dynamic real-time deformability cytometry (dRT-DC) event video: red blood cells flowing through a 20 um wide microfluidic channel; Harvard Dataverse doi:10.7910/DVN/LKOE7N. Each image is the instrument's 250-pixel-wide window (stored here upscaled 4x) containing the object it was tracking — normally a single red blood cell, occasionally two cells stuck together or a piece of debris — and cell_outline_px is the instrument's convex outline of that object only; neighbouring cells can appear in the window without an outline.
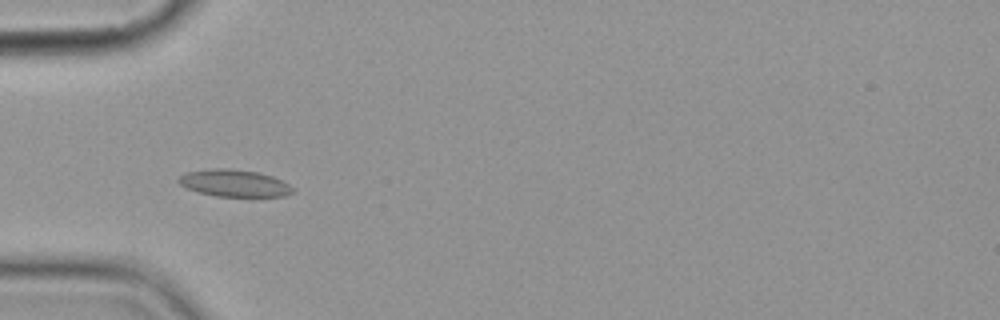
{"species": "common noctule bat (a hibernating species)", "species_latin": "Nyctalus noctula", "temperature_condition": "cold", "stored_images_in_passage": 13, "camera_frame_rate_fps": 3000, "um_per_image_px": 0.085, "animal": {"sex": "female", "body_mass_g": 19.9}, "frame": {"image": 1, "passage_image": 5, "time_ms": 5.667, "image_size_px": [1000, 320], "cell_outline_px": [[296, 192], [284, 196], [252, 200], [216, 196], [200, 192], [188, 188], [180, 184], [176, 180], [184, 172], [212, 168], [232, 168], [260, 172], [272, 176], [288, 184]], "centroid_in_image_um": [19.98, 15.61], "position_along_channel_um": 65.0, "area_um2": 19.02}}
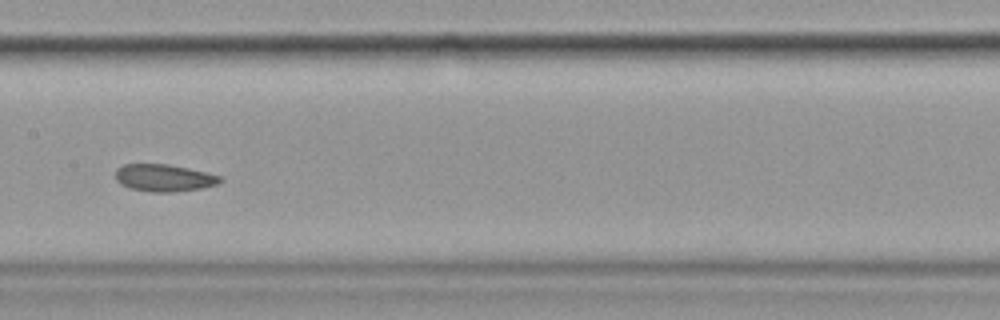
{"frame": {"image": 2, "passage_image": 8, "time_ms": 9.333, "image_size_px": [1000, 320], "cell_outline_px": [[224, 180], [216, 184], [200, 188], [172, 192], [152, 192], [128, 188], [120, 184], [116, 180], [116, 168], [124, 164], [168, 164], [188, 168], [220, 176]], "centroid_in_image_um": [13.9, 15.12], "position_along_channel_um": 193.5, "area_um2": 16.53}}
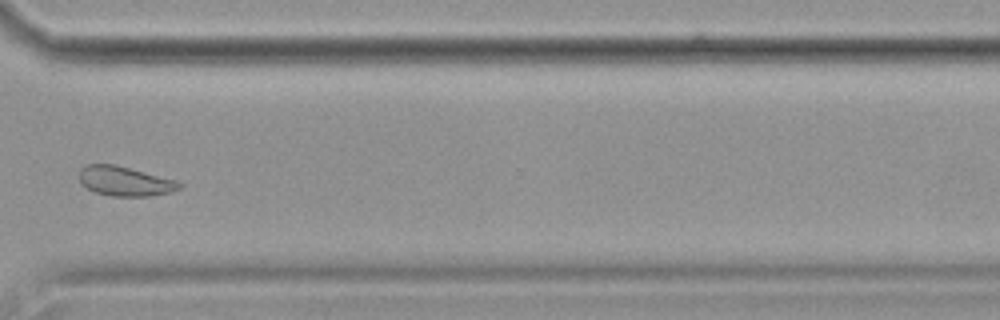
{"frame": {"image": 3, "passage_image": 12, "time_ms": 14.0, "image_size_px": [1000, 320], "cell_outline_px": [[184, 184], [180, 188], [172, 192], [148, 196], [112, 196], [96, 192], [88, 188], [80, 180], [80, 168], [88, 164], [116, 164], [176, 180]], "centroid_in_image_um": [10.66, 15.39], "position_along_channel_um": 359.9, "area_um2": 17.17}, "authors_computed_cell_mechanics": {"area_um2": 17.1666, "velocity_mm_per_s": 3.5589, "shape_relaxation_time_tau1_ms": 8.1636, "shape_relaxation_time_tau2_ms": 2.6362, "deformation_change_tau1": 0.1239, "deformation_change_tau2": 0.0582}}